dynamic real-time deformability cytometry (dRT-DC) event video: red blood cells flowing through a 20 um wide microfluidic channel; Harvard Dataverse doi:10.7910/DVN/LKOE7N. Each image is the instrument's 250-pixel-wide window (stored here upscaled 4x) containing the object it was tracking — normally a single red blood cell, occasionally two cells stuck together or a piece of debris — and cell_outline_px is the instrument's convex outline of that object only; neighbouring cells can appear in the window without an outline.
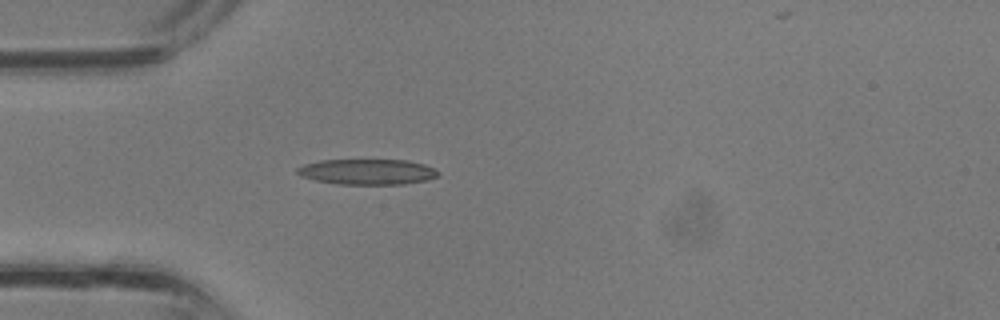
{"species": "common noctule bat (a hibernating species)", "species_latin": "Nyctalus noctula", "temperature_condition": "room temperature", "stored_images_in_passage": 27, "camera_frame_rate_fps": 3000, "um_per_image_px": 0.085, "animal": {"sex": "male", "body_mass_g": 13.3}, "frame": {"image": 1, "passage_image": 1, "time_ms": 0.0, "image_size_px": [1000, 320], "cell_outline_px": [[440, 172], [436, 176], [428, 180], [404, 184], [340, 184], [316, 180], [300, 176], [296, 172], [296, 168], [304, 164], [320, 160], [408, 160], [424, 164]], "centroid_in_image_um": [31.21, 14.6], "position_along_channel_um": 53.8, "area_um2": 20.92}}
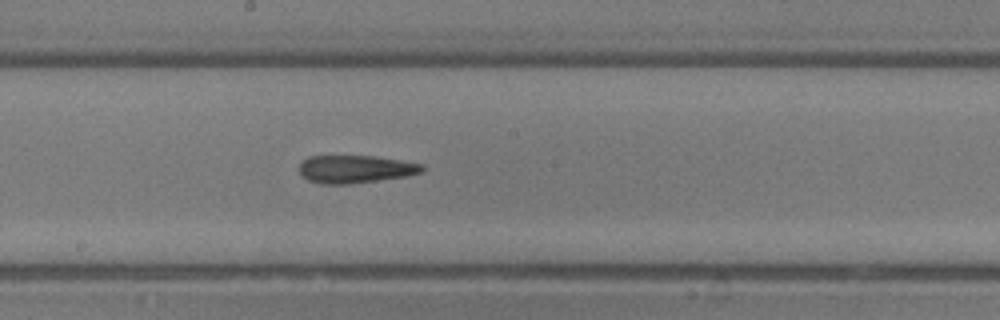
{"frame": {"image": 2, "passage_image": 10, "time_ms": 3.0, "image_size_px": [1000, 320], "cell_outline_px": [[424, 168], [420, 172], [408, 176], [348, 184], [320, 184], [308, 180], [300, 176], [300, 164], [308, 156], [372, 156], [400, 160], [424, 164]], "centroid_in_image_um": [30.18, 14.38], "position_along_channel_um": 218.0, "area_um2": 19.88}}
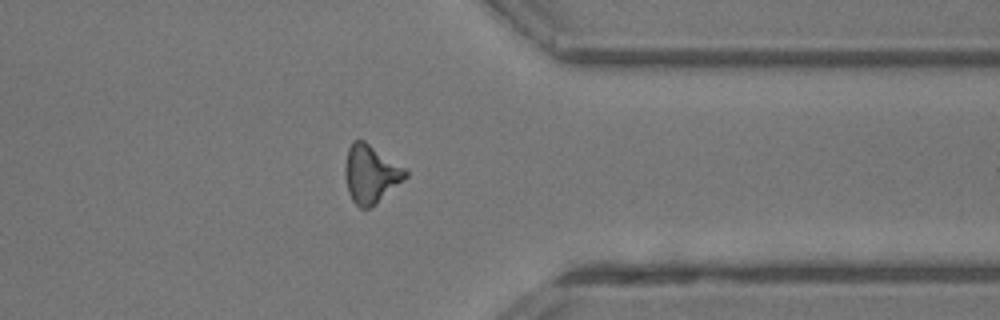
{"frame": {"image": 3, "passage_image": 19, "time_ms": 6.0, "image_size_px": [1000, 320], "cell_outline_px": [[408, 176], [368, 208], [360, 208], [352, 200], [348, 192], [344, 176], [344, 168], [348, 148], [352, 140], [364, 140], [404, 168], [408, 172]], "centroid_in_image_um": [31.46, 14.76], "position_along_channel_um": 379.9, "area_um2": 20.0}}